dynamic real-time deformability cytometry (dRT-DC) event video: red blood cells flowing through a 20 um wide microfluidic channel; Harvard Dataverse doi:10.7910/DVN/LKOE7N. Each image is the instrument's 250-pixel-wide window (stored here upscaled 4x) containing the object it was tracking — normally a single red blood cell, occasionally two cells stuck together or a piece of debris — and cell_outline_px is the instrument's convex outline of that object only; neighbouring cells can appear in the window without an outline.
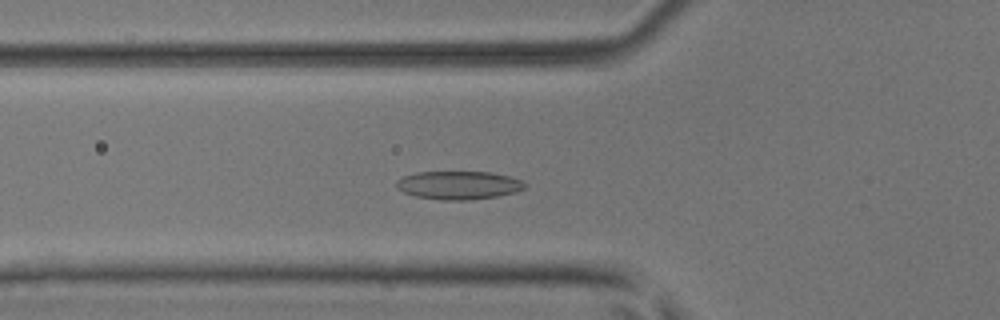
{"species": "common noctule bat (a hibernating species)", "species_latin": "Nyctalus noctula", "temperature_condition": "room temperature", "stored_images_in_passage": 52, "camera_frame_rate_fps": 3000, "um_per_image_px": 0.085, "animal": {"sex": "male", "body_mass_g": 17.9, "forearm_length_mm": 54.2}, "frame": {"image": 1, "passage_image": 17, "time_ms": 5.333, "image_size_px": [1000, 320], "cell_outline_px": [[528, 184], [524, 188], [516, 192], [500, 196], [468, 200], [440, 200], [416, 196], [404, 192], [396, 188], [396, 180], [404, 176], [416, 172], [492, 172], [524, 180]], "centroid_in_image_um": [39.02, 15.74], "position_along_channel_um": 86.8, "area_um2": 21.39}}
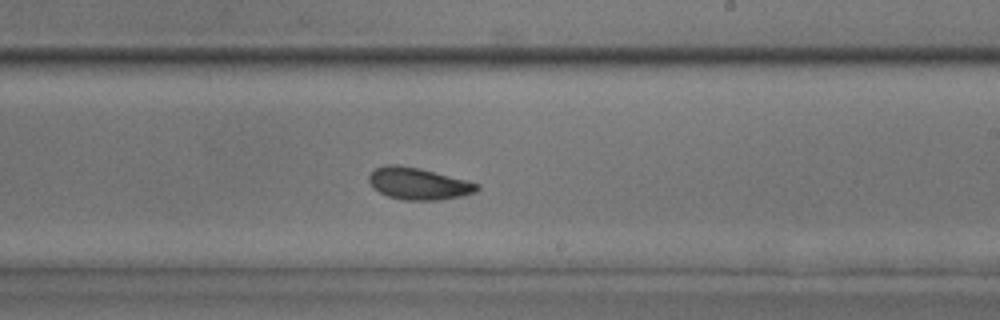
{"frame": {"image": 2, "passage_image": 30, "time_ms": 9.667, "image_size_px": [1000, 320], "cell_outline_px": [[480, 188], [476, 192], [460, 196], [440, 200], [404, 200], [388, 196], [372, 188], [368, 180], [368, 176], [376, 168], [384, 164], [396, 164], [420, 168], [468, 180], [480, 184]], "centroid_in_image_um": [35.57, 15.6], "position_along_channel_um": 253.4, "area_um2": 20.29}}
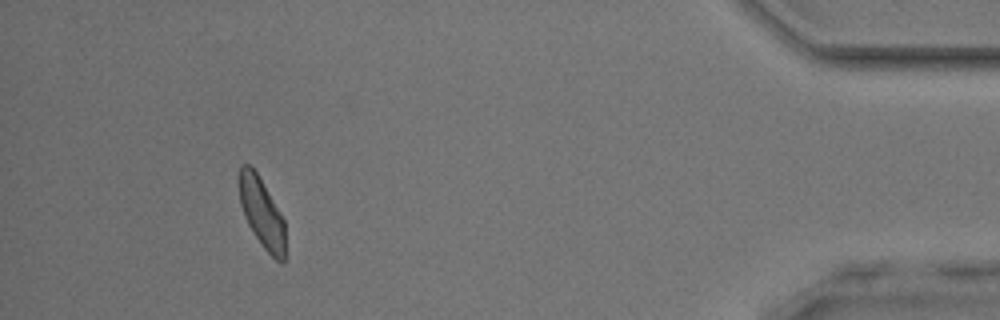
{"frame": {"image": 3, "passage_image": 47, "time_ms": 15.333, "image_size_px": [1000, 320], "cell_outline_px": [[284, 260], [276, 260], [264, 248], [248, 224], [244, 216], [240, 204], [236, 176], [240, 164], [248, 164], [256, 172], [280, 212], [284, 220]], "centroid_in_image_um": [22.18, 17.99], "position_along_channel_um": 413.0, "area_um2": 18.61}}